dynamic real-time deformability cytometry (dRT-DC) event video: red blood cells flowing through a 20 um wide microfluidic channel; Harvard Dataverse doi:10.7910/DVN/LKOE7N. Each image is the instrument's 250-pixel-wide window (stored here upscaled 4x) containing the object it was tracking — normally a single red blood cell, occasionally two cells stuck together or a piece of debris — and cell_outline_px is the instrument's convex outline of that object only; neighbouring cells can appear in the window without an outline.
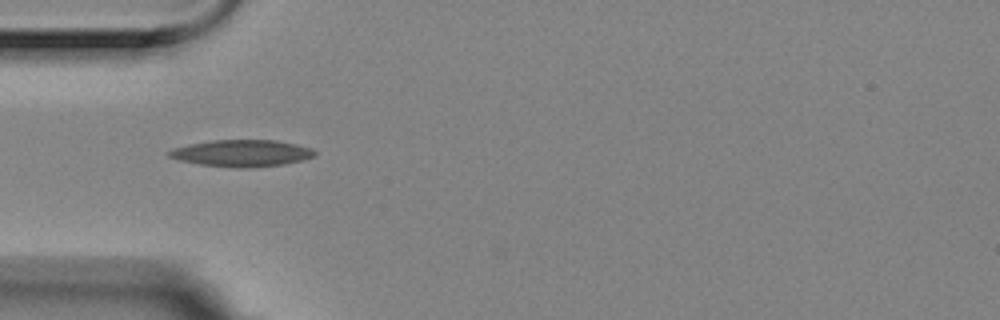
{"species": "Egyptian fruit bat (a non-hibernating species)", "species_latin": "Rousettus aegyptiacus", "temperature_condition": "room temperature", "stored_images_in_passage": 5, "camera_frame_rate_fps": 3000, "um_per_image_px": 0.085, "animal": {"sex": "female"}, "frame": {"image": 1, "passage_image": 4, "time_ms": 1.0, "image_size_px": [1000, 320], "cell_outline_px": [[316, 156], [284, 164], [244, 168], [240, 168], [200, 164], [180, 160], [168, 156], [168, 152], [172, 148], [188, 144], [212, 140], [276, 140], [296, 144], [312, 148], [316, 152]], "centroid_in_image_um": [20.55, 13.01], "position_along_channel_um": 64.4, "area_um2": 22.6}}
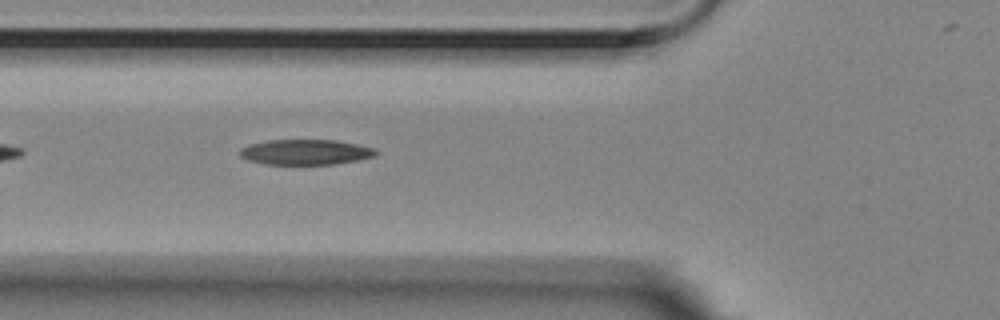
{"frame": {"image": 2, "passage_image": 5, "time_ms": 1.333, "image_size_px": [1000, 320], "cell_outline_px": [[380, 152], [376, 156], [356, 160], [332, 164], [268, 164], [248, 160], [240, 156], [240, 148], [252, 144], [268, 140], [336, 140], [376, 148]], "centroid_in_image_um": [26.02, 12.92], "position_along_channel_um": 99.8, "area_um2": 19.94}}